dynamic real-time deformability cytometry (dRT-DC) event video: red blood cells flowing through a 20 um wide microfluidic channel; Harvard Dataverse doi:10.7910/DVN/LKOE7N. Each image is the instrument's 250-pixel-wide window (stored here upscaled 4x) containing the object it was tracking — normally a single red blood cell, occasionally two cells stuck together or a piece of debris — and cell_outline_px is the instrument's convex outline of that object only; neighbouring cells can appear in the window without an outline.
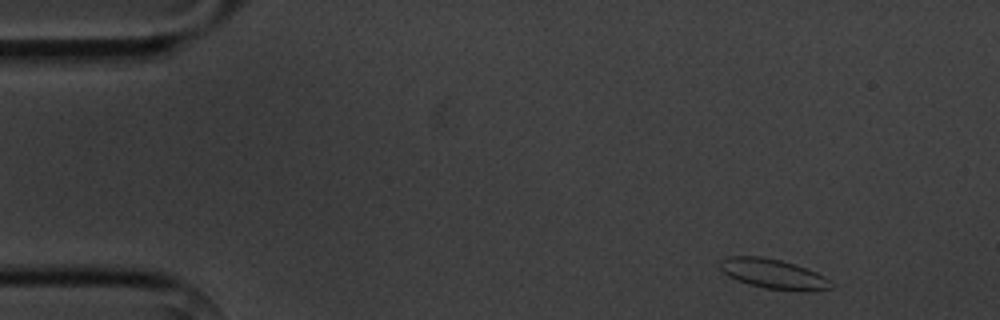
{"species": "common noctule bat (a hibernating species)", "species_latin": "Nyctalus noctula", "temperature_condition": "cold", "stored_images_in_passage": 3, "camera_frame_rate_fps": 3000, "um_per_image_px": 0.085, "animal": {"sex": "male", "body_mass_g": 20.1, "forearm_length_mm": 53.5}, "frame": {"image": 1, "passage_image": 1, "time_ms": 0.0, "image_size_px": [1000, 320], "cell_outline_px": [[836, 284], [832, 288], [764, 288], [748, 284], [736, 280], [728, 276], [720, 268], [720, 260], [728, 256], [760, 256], [780, 260], [816, 272], [832, 280]], "centroid_in_image_um": [65.65, 23.23], "position_along_channel_um": 19.4, "area_um2": 18.44}}